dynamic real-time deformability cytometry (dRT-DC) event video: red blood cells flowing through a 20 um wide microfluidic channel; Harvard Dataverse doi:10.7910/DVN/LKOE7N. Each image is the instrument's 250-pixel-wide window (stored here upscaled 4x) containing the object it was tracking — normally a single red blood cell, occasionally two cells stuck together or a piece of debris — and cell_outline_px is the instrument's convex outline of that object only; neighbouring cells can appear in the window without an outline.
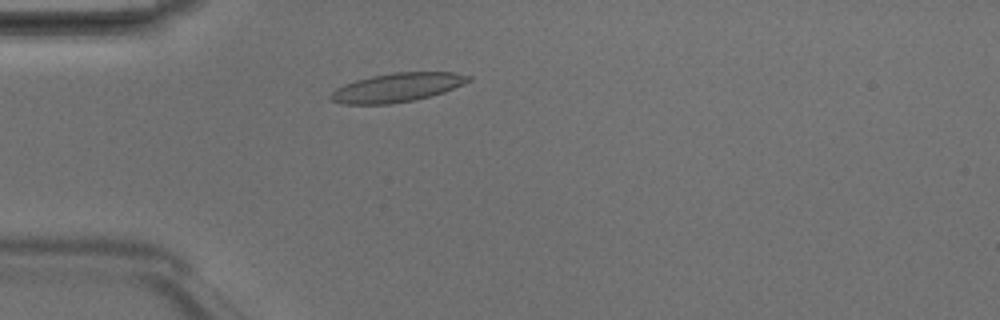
{"species": "Egyptian fruit bat (a non-hibernating species)", "species_latin": "Rousettus aegyptiacus", "temperature_condition": "room temperature", "stored_images_in_passage": 2, "camera_frame_rate_fps": 3000, "um_per_image_px": 0.085, "animal": {"sex": "male"}, "frame": {"image": 1, "passage_image": 2, "time_ms": 0.333, "image_size_px": [1000, 320], "cell_outline_px": [[472, 80], [444, 92], [412, 100], [392, 104], [340, 104], [328, 100], [328, 96], [336, 88], [344, 84], [356, 80], [372, 76], [396, 72], [456, 72], [472, 76]], "centroid_in_image_um": [33.73, 7.44], "position_along_channel_um": 51.3, "area_um2": 23.24}}